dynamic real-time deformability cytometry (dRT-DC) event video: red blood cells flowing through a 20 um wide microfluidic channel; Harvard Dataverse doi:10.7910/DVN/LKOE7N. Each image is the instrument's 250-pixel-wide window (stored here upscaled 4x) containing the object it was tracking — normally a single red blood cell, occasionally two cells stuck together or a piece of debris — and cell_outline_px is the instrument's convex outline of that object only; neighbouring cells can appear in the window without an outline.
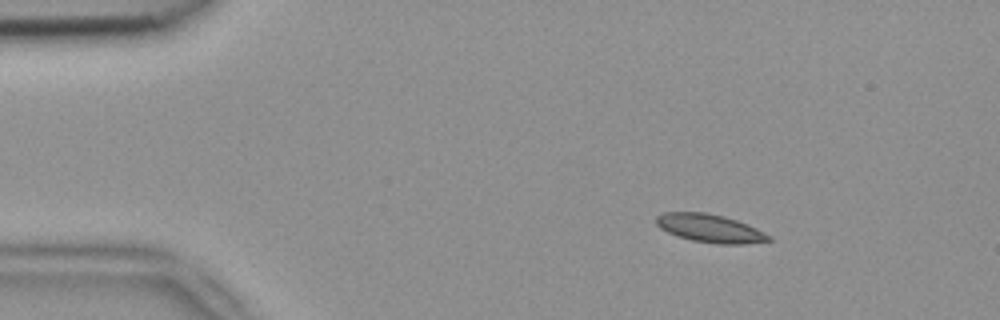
{"species": "common noctule bat (a hibernating species)", "species_latin": "Nyctalus noctula", "temperature_condition": "room temperature", "stored_images_in_passage": 3, "camera_frame_rate_fps": 3000, "um_per_image_px": 0.085, "animal": {"sex": "female", "body_mass_g": 18.4}, "frame": {"image": 1, "passage_image": 1, "time_ms": 0.0, "image_size_px": [1000, 320], "cell_outline_px": [[772, 240], [744, 244], [716, 244], [692, 240], [676, 236], [660, 228], [656, 224], [656, 216], [664, 212], [704, 212], [724, 216], [736, 220], [756, 228], [772, 236]], "centroid_in_image_um": [60.34, 19.41], "position_along_channel_um": 24.7, "area_um2": 18.5}}